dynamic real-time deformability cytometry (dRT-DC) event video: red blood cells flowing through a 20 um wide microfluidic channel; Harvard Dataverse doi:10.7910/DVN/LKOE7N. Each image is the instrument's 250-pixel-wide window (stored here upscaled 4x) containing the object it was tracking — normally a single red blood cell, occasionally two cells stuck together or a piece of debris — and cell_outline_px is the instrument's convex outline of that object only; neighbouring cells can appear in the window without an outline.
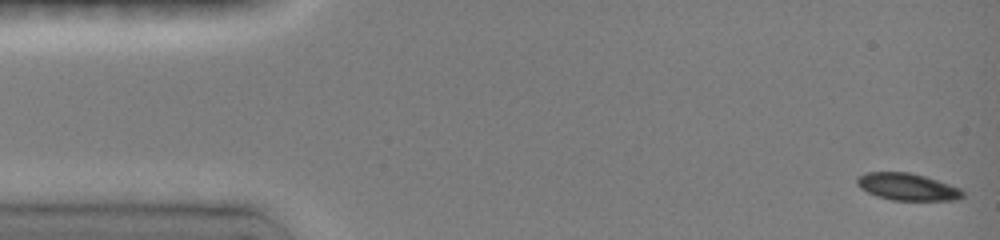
{"species": "common noctule bat (a hibernating species)", "species_latin": "Nyctalus noctula", "temperature_condition": "room temperature", "stored_images_in_passage": 8, "camera_frame_rate_fps": 3000, "um_per_image_px": 0.085, "animal": {"sex": "female", "body_mass_g": 19.0, "forearm_length_mm": 51.5}, "frame": {"image": 1, "passage_image": 1, "time_ms": 0.0, "image_size_px": [1000, 240], "cell_outline_px": [[964, 196], [956, 200], [892, 200], [876, 196], [860, 188], [856, 184], [856, 176], [868, 172], [908, 172], [924, 176], [960, 188], [964, 192]], "centroid_in_image_um": [77.09, 15.88], "position_along_channel_um": 7.9, "area_um2": 16.65}}
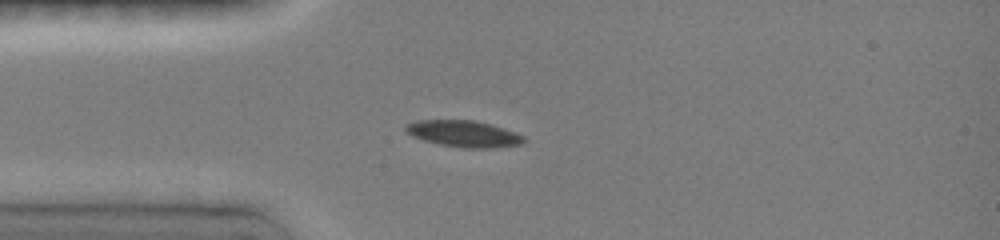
{"frame": {"image": 2, "passage_image": 5, "time_ms": 3.667, "image_size_px": [1000, 240], "cell_outline_px": [[524, 140], [520, 144], [492, 148], [464, 148], [440, 144], [424, 140], [412, 136], [404, 128], [404, 124], [416, 120], [476, 120], [492, 124], [504, 128], [524, 136]], "centroid_in_image_um": [39.39, 11.35], "position_along_channel_um": 45.6, "area_um2": 18.21}}
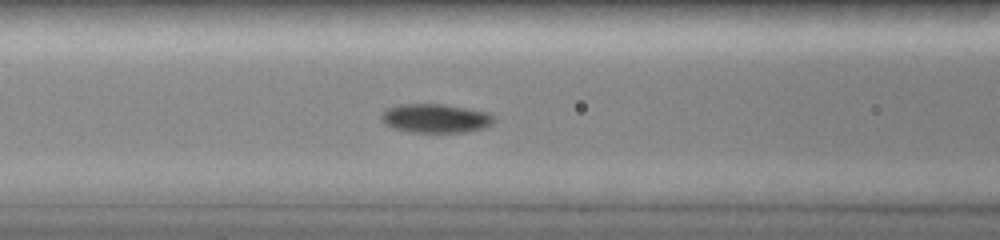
{"frame": {"image": 3, "passage_image": 8, "time_ms": 6.0, "image_size_px": [1000, 240], "cell_outline_px": [[496, 120], [492, 124], [484, 128], [464, 132], [408, 132], [392, 128], [384, 124], [380, 120], [380, 112], [384, 108], [400, 104], [444, 104], [492, 112], [496, 116]], "centroid_in_image_um": [37.01, 10.05], "position_along_channel_um": 129.6, "area_um2": 19.59}}